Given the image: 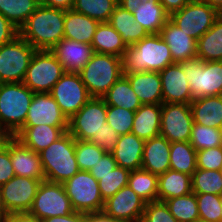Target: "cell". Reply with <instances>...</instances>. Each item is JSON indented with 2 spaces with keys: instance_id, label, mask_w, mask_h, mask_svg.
Here are the masks:
<instances>
[{
  "instance_id": "cell-1",
  "label": "cell",
  "mask_w": 222,
  "mask_h": 222,
  "mask_svg": "<svg viewBox=\"0 0 222 222\" xmlns=\"http://www.w3.org/2000/svg\"><path fill=\"white\" fill-rule=\"evenodd\" d=\"M65 12L40 4L20 27L19 35L36 50H50L64 38Z\"/></svg>"
},
{
  "instance_id": "cell-2",
  "label": "cell",
  "mask_w": 222,
  "mask_h": 222,
  "mask_svg": "<svg viewBox=\"0 0 222 222\" xmlns=\"http://www.w3.org/2000/svg\"><path fill=\"white\" fill-rule=\"evenodd\" d=\"M122 61L124 74L160 72L174 63L169 46L159 34H148L128 46Z\"/></svg>"
},
{
  "instance_id": "cell-3",
  "label": "cell",
  "mask_w": 222,
  "mask_h": 222,
  "mask_svg": "<svg viewBox=\"0 0 222 222\" xmlns=\"http://www.w3.org/2000/svg\"><path fill=\"white\" fill-rule=\"evenodd\" d=\"M34 97L23 82L0 83V130L15 136L24 126Z\"/></svg>"
},
{
  "instance_id": "cell-4",
  "label": "cell",
  "mask_w": 222,
  "mask_h": 222,
  "mask_svg": "<svg viewBox=\"0 0 222 222\" xmlns=\"http://www.w3.org/2000/svg\"><path fill=\"white\" fill-rule=\"evenodd\" d=\"M38 154L46 181L64 183L80 170L75 156V138L68 132Z\"/></svg>"
},
{
  "instance_id": "cell-5",
  "label": "cell",
  "mask_w": 222,
  "mask_h": 222,
  "mask_svg": "<svg viewBox=\"0 0 222 222\" xmlns=\"http://www.w3.org/2000/svg\"><path fill=\"white\" fill-rule=\"evenodd\" d=\"M91 97L102 98L123 73L122 58L95 53L79 72Z\"/></svg>"
},
{
  "instance_id": "cell-6",
  "label": "cell",
  "mask_w": 222,
  "mask_h": 222,
  "mask_svg": "<svg viewBox=\"0 0 222 222\" xmlns=\"http://www.w3.org/2000/svg\"><path fill=\"white\" fill-rule=\"evenodd\" d=\"M180 64L189 83L192 99L222 95V61L204 62L195 57Z\"/></svg>"
},
{
  "instance_id": "cell-7",
  "label": "cell",
  "mask_w": 222,
  "mask_h": 222,
  "mask_svg": "<svg viewBox=\"0 0 222 222\" xmlns=\"http://www.w3.org/2000/svg\"><path fill=\"white\" fill-rule=\"evenodd\" d=\"M35 51L20 35L0 46V83L23 82Z\"/></svg>"
},
{
  "instance_id": "cell-8",
  "label": "cell",
  "mask_w": 222,
  "mask_h": 222,
  "mask_svg": "<svg viewBox=\"0 0 222 222\" xmlns=\"http://www.w3.org/2000/svg\"><path fill=\"white\" fill-rule=\"evenodd\" d=\"M64 73L62 64L50 50H36L23 83L34 93H50Z\"/></svg>"
},
{
  "instance_id": "cell-9",
  "label": "cell",
  "mask_w": 222,
  "mask_h": 222,
  "mask_svg": "<svg viewBox=\"0 0 222 222\" xmlns=\"http://www.w3.org/2000/svg\"><path fill=\"white\" fill-rule=\"evenodd\" d=\"M66 194L76 212L91 213L102 211V199L98 181L89 171L79 170L63 183Z\"/></svg>"
},
{
  "instance_id": "cell-10",
  "label": "cell",
  "mask_w": 222,
  "mask_h": 222,
  "mask_svg": "<svg viewBox=\"0 0 222 222\" xmlns=\"http://www.w3.org/2000/svg\"><path fill=\"white\" fill-rule=\"evenodd\" d=\"M220 13L206 2L191 0L181 10L169 15V20L188 36L198 40L214 24Z\"/></svg>"
},
{
  "instance_id": "cell-11",
  "label": "cell",
  "mask_w": 222,
  "mask_h": 222,
  "mask_svg": "<svg viewBox=\"0 0 222 222\" xmlns=\"http://www.w3.org/2000/svg\"><path fill=\"white\" fill-rule=\"evenodd\" d=\"M75 212L63 183L42 181L29 213L38 220L55 216H67Z\"/></svg>"
},
{
  "instance_id": "cell-12",
  "label": "cell",
  "mask_w": 222,
  "mask_h": 222,
  "mask_svg": "<svg viewBox=\"0 0 222 222\" xmlns=\"http://www.w3.org/2000/svg\"><path fill=\"white\" fill-rule=\"evenodd\" d=\"M107 105L102 98L91 99L68 120V133L75 139L90 141L106 123Z\"/></svg>"
},
{
  "instance_id": "cell-13",
  "label": "cell",
  "mask_w": 222,
  "mask_h": 222,
  "mask_svg": "<svg viewBox=\"0 0 222 222\" xmlns=\"http://www.w3.org/2000/svg\"><path fill=\"white\" fill-rule=\"evenodd\" d=\"M50 94L68 120L91 99L80 74L71 72L62 75Z\"/></svg>"
},
{
  "instance_id": "cell-14",
  "label": "cell",
  "mask_w": 222,
  "mask_h": 222,
  "mask_svg": "<svg viewBox=\"0 0 222 222\" xmlns=\"http://www.w3.org/2000/svg\"><path fill=\"white\" fill-rule=\"evenodd\" d=\"M194 120L190 104L162 103L160 135L171 142H188Z\"/></svg>"
},
{
  "instance_id": "cell-15",
  "label": "cell",
  "mask_w": 222,
  "mask_h": 222,
  "mask_svg": "<svg viewBox=\"0 0 222 222\" xmlns=\"http://www.w3.org/2000/svg\"><path fill=\"white\" fill-rule=\"evenodd\" d=\"M44 180L14 176L7 183L1 185V201L7 214L29 212L38 187Z\"/></svg>"
},
{
  "instance_id": "cell-16",
  "label": "cell",
  "mask_w": 222,
  "mask_h": 222,
  "mask_svg": "<svg viewBox=\"0 0 222 222\" xmlns=\"http://www.w3.org/2000/svg\"><path fill=\"white\" fill-rule=\"evenodd\" d=\"M146 202L129 185L104 201L103 211L121 222H141Z\"/></svg>"
},
{
  "instance_id": "cell-17",
  "label": "cell",
  "mask_w": 222,
  "mask_h": 222,
  "mask_svg": "<svg viewBox=\"0 0 222 222\" xmlns=\"http://www.w3.org/2000/svg\"><path fill=\"white\" fill-rule=\"evenodd\" d=\"M68 126V119L50 93H34L24 126Z\"/></svg>"
},
{
  "instance_id": "cell-18",
  "label": "cell",
  "mask_w": 222,
  "mask_h": 222,
  "mask_svg": "<svg viewBox=\"0 0 222 222\" xmlns=\"http://www.w3.org/2000/svg\"><path fill=\"white\" fill-rule=\"evenodd\" d=\"M159 74L163 103L190 104L192 102L191 89L180 63L166 66Z\"/></svg>"
},
{
  "instance_id": "cell-19",
  "label": "cell",
  "mask_w": 222,
  "mask_h": 222,
  "mask_svg": "<svg viewBox=\"0 0 222 222\" xmlns=\"http://www.w3.org/2000/svg\"><path fill=\"white\" fill-rule=\"evenodd\" d=\"M50 51L62 64L64 71L71 73H79L95 54L92 45L67 38H63Z\"/></svg>"
},
{
  "instance_id": "cell-20",
  "label": "cell",
  "mask_w": 222,
  "mask_h": 222,
  "mask_svg": "<svg viewBox=\"0 0 222 222\" xmlns=\"http://www.w3.org/2000/svg\"><path fill=\"white\" fill-rule=\"evenodd\" d=\"M10 158L15 176L45 179L39 154L29 149L15 136H10Z\"/></svg>"
},
{
  "instance_id": "cell-21",
  "label": "cell",
  "mask_w": 222,
  "mask_h": 222,
  "mask_svg": "<svg viewBox=\"0 0 222 222\" xmlns=\"http://www.w3.org/2000/svg\"><path fill=\"white\" fill-rule=\"evenodd\" d=\"M159 35L169 46L174 63L185 62L197 57V40L168 20Z\"/></svg>"
},
{
  "instance_id": "cell-22",
  "label": "cell",
  "mask_w": 222,
  "mask_h": 222,
  "mask_svg": "<svg viewBox=\"0 0 222 222\" xmlns=\"http://www.w3.org/2000/svg\"><path fill=\"white\" fill-rule=\"evenodd\" d=\"M171 143L159 135L144 143L141 168L157 176L170 169Z\"/></svg>"
},
{
  "instance_id": "cell-23",
  "label": "cell",
  "mask_w": 222,
  "mask_h": 222,
  "mask_svg": "<svg viewBox=\"0 0 222 222\" xmlns=\"http://www.w3.org/2000/svg\"><path fill=\"white\" fill-rule=\"evenodd\" d=\"M68 131V126H23L15 135L29 149L40 153Z\"/></svg>"
},
{
  "instance_id": "cell-24",
  "label": "cell",
  "mask_w": 222,
  "mask_h": 222,
  "mask_svg": "<svg viewBox=\"0 0 222 222\" xmlns=\"http://www.w3.org/2000/svg\"><path fill=\"white\" fill-rule=\"evenodd\" d=\"M145 141L133 133L120 135L112 152L117 166L134 171L140 169Z\"/></svg>"
},
{
  "instance_id": "cell-25",
  "label": "cell",
  "mask_w": 222,
  "mask_h": 222,
  "mask_svg": "<svg viewBox=\"0 0 222 222\" xmlns=\"http://www.w3.org/2000/svg\"><path fill=\"white\" fill-rule=\"evenodd\" d=\"M129 80L132 90L142 104H162V86L159 72H139L124 74Z\"/></svg>"
},
{
  "instance_id": "cell-26",
  "label": "cell",
  "mask_w": 222,
  "mask_h": 222,
  "mask_svg": "<svg viewBox=\"0 0 222 222\" xmlns=\"http://www.w3.org/2000/svg\"><path fill=\"white\" fill-rule=\"evenodd\" d=\"M161 104H142L136 111L131 133L147 141L160 135Z\"/></svg>"
},
{
  "instance_id": "cell-27",
  "label": "cell",
  "mask_w": 222,
  "mask_h": 222,
  "mask_svg": "<svg viewBox=\"0 0 222 222\" xmlns=\"http://www.w3.org/2000/svg\"><path fill=\"white\" fill-rule=\"evenodd\" d=\"M190 106L194 123L222 129V95L193 99Z\"/></svg>"
},
{
  "instance_id": "cell-28",
  "label": "cell",
  "mask_w": 222,
  "mask_h": 222,
  "mask_svg": "<svg viewBox=\"0 0 222 222\" xmlns=\"http://www.w3.org/2000/svg\"><path fill=\"white\" fill-rule=\"evenodd\" d=\"M99 23L97 20L73 9L66 10L64 18V38L91 45Z\"/></svg>"
},
{
  "instance_id": "cell-29",
  "label": "cell",
  "mask_w": 222,
  "mask_h": 222,
  "mask_svg": "<svg viewBox=\"0 0 222 222\" xmlns=\"http://www.w3.org/2000/svg\"><path fill=\"white\" fill-rule=\"evenodd\" d=\"M108 22L121 35L127 46L134 45L148 35L147 31L135 21L133 14L120 5L115 7Z\"/></svg>"
},
{
  "instance_id": "cell-30",
  "label": "cell",
  "mask_w": 222,
  "mask_h": 222,
  "mask_svg": "<svg viewBox=\"0 0 222 222\" xmlns=\"http://www.w3.org/2000/svg\"><path fill=\"white\" fill-rule=\"evenodd\" d=\"M91 45L95 53L111 54L120 58H123L128 48L122 40L121 35L109 24V22L99 23Z\"/></svg>"
},
{
  "instance_id": "cell-31",
  "label": "cell",
  "mask_w": 222,
  "mask_h": 222,
  "mask_svg": "<svg viewBox=\"0 0 222 222\" xmlns=\"http://www.w3.org/2000/svg\"><path fill=\"white\" fill-rule=\"evenodd\" d=\"M192 193L191 175L169 169L158 176V201Z\"/></svg>"
},
{
  "instance_id": "cell-32",
  "label": "cell",
  "mask_w": 222,
  "mask_h": 222,
  "mask_svg": "<svg viewBox=\"0 0 222 222\" xmlns=\"http://www.w3.org/2000/svg\"><path fill=\"white\" fill-rule=\"evenodd\" d=\"M197 57L204 62L222 61V15L213 26L197 40Z\"/></svg>"
},
{
  "instance_id": "cell-33",
  "label": "cell",
  "mask_w": 222,
  "mask_h": 222,
  "mask_svg": "<svg viewBox=\"0 0 222 222\" xmlns=\"http://www.w3.org/2000/svg\"><path fill=\"white\" fill-rule=\"evenodd\" d=\"M106 105L136 111L141 105L139 97L132 90L129 80L123 75L103 95Z\"/></svg>"
},
{
  "instance_id": "cell-34",
  "label": "cell",
  "mask_w": 222,
  "mask_h": 222,
  "mask_svg": "<svg viewBox=\"0 0 222 222\" xmlns=\"http://www.w3.org/2000/svg\"><path fill=\"white\" fill-rule=\"evenodd\" d=\"M197 151L190 142H171L170 169L191 175L197 169Z\"/></svg>"
},
{
  "instance_id": "cell-35",
  "label": "cell",
  "mask_w": 222,
  "mask_h": 222,
  "mask_svg": "<svg viewBox=\"0 0 222 222\" xmlns=\"http://www.w3.org/2000/svg\"><path fill=\"white\" fill-rule=\"evenodd\" d=\"M129 187L146 203L158 201V176L142 168L130 172Z\"/></svg>"
},
{
  "instance_id": "cell-36",
  "label": "cell",
  "mask_w": 222,
  "mask_h": 222,
  "mask_svg": "<svg viewBox=\"0 0 222 222\" xmlns=\"http://www.w3.org/2000/svg\"><path fill=\"white\" fill-rule=\"evenodd\" d=\"M134 19L148 34H159L169 20V14L163 6H137L132 12Z\"/></svg>"
},
{
  "instance_id": "cell-37",
  "label": "cell",
  "mask_w": 222,
  "mask_h": 222,
  "mask_svg": "<svg viewBox=\"0 0 222 222\" xmlns=\"http://www.w3.org/2000/svg\"><path fill=\"white\" fill-rule=\"evenodd\" d=\"M39 5L36 0H0V14L20 29Z\"/></svg>"
},
{
  "instance_id": "cell-38",
  "label": "cell",
  "mask_w": 222,
  "mask_h": 222,
  "mask_svg": "<svg viewBox=\"0 0 222 222\" xmlns=\"http://www.w3.org/2000/svg\"><path fill=\"white\" fill-rule=\"evenodd\" d=\"M164 202L178 222H195L199 220L195 193L192 192L184 196L167 199Z\"/></svg>"
},
{
  "instance_id": "cell-39",
  "label": "cell",
  "mask_w": 222,
  "mask_h": 222,
  "mask_svg": "<svg viewBox=\"0 0 222 222\" xmlns=\"http://www.w3.org/2000/svg\"><path fill=\"white\" fill-rule=\"evenodd\" d=\"M118 0H74L72 9L98 22H108Z\"/></svg>"
},
{
  "instance_id": "cell-40",
  "label": "cell",
  "mask_w": 222,
  "mask_h": 222,
  "mask_svg": "<svg viewBox=\"0 0 222 222\" xmlns=\"http://www.w3.org/2000/svg\"><path fill=\"white\" fill-rule=\"evenodd\" d=\"M192 192L211 193L222 196V177L220 171L197 168L191 176Z\"/></svg>"
},
{
  "instance_id": "cell-41",
  "label": "cell",
  "mask_w": 222,
  "mask_h": 222,
  "mask_svg": "<svg viewBox=\"0 0 222 222\" xmlns=\"http://www.w3.org/2000/svg\"><path fill=\"white\" fill-rule=\"evenodd\" d=\"M189 142L196 151L222 146V129L193 123Z\"/></svg>"
},
{
  "instance_id": "cell-42",
  "label": "cell",
  "mask_w": 222,
  "mask_h": 222,
  "mask_svg": "<svg viewBox=\"0 0 222 222\" xmlns=\"http://www.w3.org/2000/svg\"><path fill=\"white\" fill-rule=\"evenodd\" d=\"M130 172L128 169L116 166L110 173L101 176L98 186L103 201L112 197L122 187L128 185Z\"/></svg>"
},
{
  "instance_id": "cell-43",
  "label": "cell",
  "mask_w": 222,
  "mask_h": 222,
  "mask_svg": "<svg viewBox=\"0 0 222 222\" xmlns=\"http://www.w3.org/2000/svg\"><path fill=\"white\" fill-rule=\"evenodd\" d=\"M104 154L95 143L75 139V156L80 170L89 171Z\"/></svg>"
},
{
  "instance_id": "cell-44",
  "label": "cell",
  "mask_w": 222,
  "mask_h": 222,
  "mask_svg": "<svg viewBox=\"0 0 222 222\" xmlns=\"http://www.w3.org/2000/svg\"><path fill=\"white\" fill-rule=\"evenodd\" d=\"M199 219L207 222H221L222 196L211 193L196 194Z\"/></svg>"
},
{
  "instance_id": "cell-45",
  "label": "cell",
  "mask_w": 222,
  "mask_h": 222,
  "mask_svg": "<svg viewBox=\"0 0 222 222\" xmlns=\"http://www.w3.org/2000/svg\"><path fill=\"white\" fill-rule=\"evenodd\" d=\"M134 115V111L122 107L107 105L106 122L119 135H125L131 133Z\"/></svg>"
},
{
  "instance_id": "cell-46",
  "label": "cell",
  "mask_w": 222,
  "mask_h": 222,
  "mask_svg": "<svg viewBox=\"0 0 222 222\" xmlns=\"http://www.w3.org/2000/svg\"><path fill=\"white\" fill-rule=\"evenodd\" d=\"M141 222H178L162 201L148 202L145 205Z\"/></svg>"
},
{
  "instance_id": "cell-47",
  "label": "cell",
  "mask_w": 222,
  "mask_h": 222,
  "mask_svg": "<svg viewBox=\"0 0 222 222\" xmlns=\"http://www.w3.org/2000/svg\"><path fill=\"white\" fill-rule=\"evenodd\" d=\"M197 168L219 171L222 167V146L197 151Z\"/></svg>"
},
{
  "instance_id": "cell-48",
  "label": "cell",
  "mask_w": 222,
  "mask_h": 222,
  "mask_svg": "<svg viewBox=\"0 0 222 222\" xmlns=\"http://www.w3.org/2000/svg\"><path fill=\"white\" fill-rule=\"evenodd\" d=\"M119 137L120 135L106 122L99 135H94L90 142L98 145L105 153H112Z\"/></svg>"
},
{
  "instance_id": "cell-49",
  "label": "cell",
  "mask_w": 222,
  "mask_h": 222,
  "mask_svg": "<svg viewBox=\"0 0 222 222\" xmlns=\"http://www.w3.org/2000/svg\"><path fill=\"white\" fill-rule=\"evenodd\" d=\"M15 176L10 158V136L0 146V186L7 183Z\"/></svg>"
},
{
  "instance_id": "cell-50",
  "label": "cell",
  "mask_w": 222,
  "mask_h": 222,
  "mask_svg": "<svg viewBox=\"0 0 222 222\" xmlns=\"http://www.w3.org/2000/svg\"><path fill=\"white\" fill-rule=\"evenodd\" d=\"M117 163L113 158L112 153H105L101 159L89 170L90 174L99 181L101 176H105L110 173Z\"/></svg>"
},
{
  "instance_id": "cell-51",
  "label": "cell",
  "mask_w": 222,
  "mask_h": 222,
  "mask_svg": "<svg viewBox=\"0 0 222 222\" xmlns=\"http://www.w3.org/2000/svg\"><path fill=\"white\" fill-rule=\"evenodd\" d=\"M19 35V29L0 14V46L12 41Z\"/></svg>"
},
{
  "instance_id": "cell-52",
  "label": "cell",
  "mask_w": 222,
  "mask_h": 222,
  "mask_svg": "<svg viewBox=\"0 0 222 222\" xmlns=\"http://www.w3.org/2000/svg\"><path fill=\"white\" fill-rule=\"evenodd\" d=\"M118 5L131 13L137 6H163L159 0H118Z\"/></svg>"
},
{
  "instance_id": "cell-53",
  "label": "cell",
  "mask_w": 222,
  "mask_h": 222,
  "mask_svg": "<svg viewBox=\"0 0 222 222\" xmlns=\"http://www.w3.org/2000/svg\"><path fill=\"white\" fill-rule=\"evenodd\" d=\"M2 222H41L29 212L10 213L5 216Z\"/></svg>"
},
{
  "instance_id": "cell-54",
  "label": "cell",
  "mask_w": 222,
  "mask_h": 222,
  "mask_svg": "<svg viewBox=\"0 0 222 222\" xmlns=\"http://www.w3.org/2000/svg\"><path fill=\"white\" fill-rule=\"evenodd\" d=\"M84 222H121L106 214L103 210L84 213Z\"/></svg>"
},
{
  "instance_id": "cell-55",
  "label": "cell",
  "mask_w": 222,
  "mask_h": 222,
  "mask_svg": "<svg viewBox=\"0 0 222 222\" xmlns=\"http://www.w3.org/2000/svg\"><path fill=\"white\" fill-rule=\"evenodd\" d=\"M41 222H84V213L75 211L67 216L45 218Z\"/></svg>"
},
{
  "instance_id": "cell-56",
  "label": "cell",
  "mask_w": 222,
  "mask_h": 222,
  "mask_svg": "<svg viewBox=\"0 0 222 222\" xmlns=\"http://www.w3.org/2000/svg\"><path fill=\"white\" fill-rule=\"evenodd\" d=\"M190 1L191 0H159L169 15L178 10H181Z\"/></svg>"
},
{
  "instance_id": "cell-57",
  "label": "cell",
  "mask_w": 222,
  "mask_h": 222,
  "mask_svg": "<svg viewBox=\"0 0 222 222\" xmlns=\"http://www.w3.org/2000/svg\"><path fill=\"white\" fill-rule=\"evenodd\" d=\"M40 4L50 8L69 10L72 9L74 0H43Z\"/></svg>"
},
{
  "instance_id": "cell-58",
  "label": "cell",
  "mask_w": 222,
  "mask_h": 222,
  "mask_svg": "<svg viewBox=\"0 0 222 222\" xmlns=\"http://www.w3.org/2000/svg\"><path fill=\"white\" fill-rule=\"evenodd\" d=\"M209 4L212 8L217 10L219 13L222 12V0H201Z\"/></svg>"
},
{
  "instance_id": "cell-59",
  "label": "cell",
  "mask_w": 222,
  "mask_h": 222,
  "mask_svg": "<svg viewBox=\"0 0 222 222\" xmlns=\"http://www.w3.org/2000/svg\"><path fill=\"white\" fill-rule=\"evenodd\" d=\"M6 215H7V212L3 208L2 201H1V195H0V222H2V220L5 218Z\"/></svg>"
},
{
  "instance_id": "cell-60",
  "label": "cell",
  "mask_w": 222,
  "mask_h": 222,
  "mask_svg": "<svg viewBox=\"0 0 222 222\" xmlns=\"http://www.w3.org/2000/svg\"><path fill=\"white\" fill-rule=\"evenodd\" d=\"M8 136L4 133V132H2L1 130H0V146L5 142V139L7 138Z\"/></svg>"
},
{
  "instance_id": "cell-61",
  "label": "cell",
  "mask_w": 222,
  "mask_h": 222,
  "mask_svg": "<svg viewBox=\"0 0 222 222\" xmlns=\"http://www.w3.org/2000/svg\"><path fill=\"white\" fill-rule=\"evenodd\" d=\"M195 222H207V221H203V220H196Z\"/></svg>"
},
{
  "instance_id": "cell-62",
  "label": "cell",
  "mask_w": 222,
  "mask_h": 222,
  "mask_svg": "<svg viewBox=\"0 0 222 222\" xmlns=\"http://www.w3.org/2000/svg\"><path fill=\"white\" fill-rule=\"evenodd\" d=\"M219 171H220V174H221V177H222V167L220 168V170H219Z\"/></svg>"
}]
</instances>
